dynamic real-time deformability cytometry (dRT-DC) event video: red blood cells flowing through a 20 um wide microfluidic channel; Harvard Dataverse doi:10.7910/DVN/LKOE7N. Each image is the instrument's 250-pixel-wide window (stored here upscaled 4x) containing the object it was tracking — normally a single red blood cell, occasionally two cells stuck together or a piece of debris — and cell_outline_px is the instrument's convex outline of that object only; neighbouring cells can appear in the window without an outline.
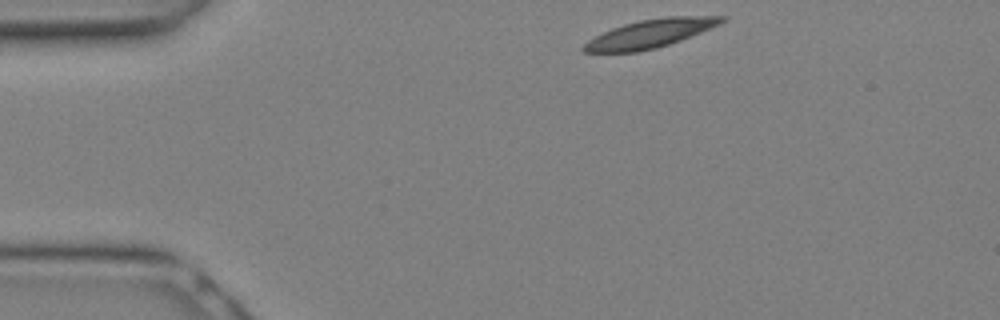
{"species": "Egyptian fruit bat (a non-hibernating species)", "species_latin": "Rousettus aegyptiacus", "temperature_condition": "warm", "stored_images_in_passage": 8, "camera_frame_rate_fps": 3000, "um_per_image_px": 0.085, "animal": {"sex": "female"}, "frame": {"image": 1, "passage_image": 1, "time_ms": 0.0, "image_size_px": [1000, 320], "cell_outline_px": [[728, 16], [720, 24], [680, 40], [656, 48], [636, 52], [584, 52], [580, 48], [588, 40], [612, 28], [624, 24], [640, 20], [668, 16]], "centroid_in_image_um": [55.24, 2.85], "position_along_channel_um": 29.8, "area_um2": 22.43}}
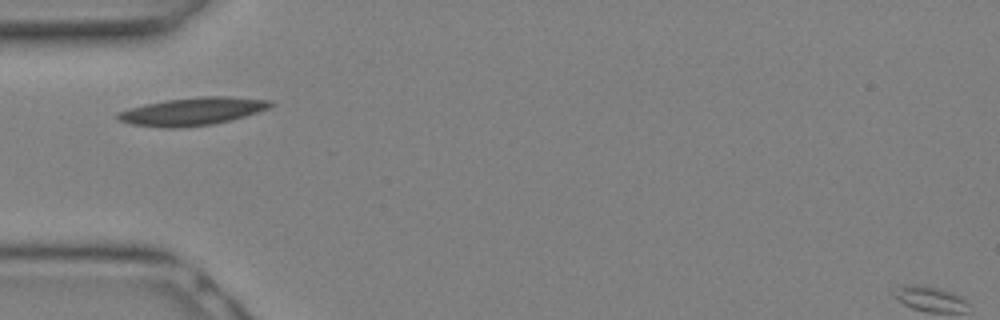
{"frame": {"image": 2, "passage_image": 5, "time_ms": 1.333, "image_size_px": [1000, 320], "cell_outline_px": [[276, 104], [268, 108], [232, 120], [212, 124], [180, 128], [164, 128], [132, 124], [120, 120], [116, 116], [116, 112], [144, 104], [164, 100], [200, 96], [228, 96], [272, 100]], "centroid_in_image_um": [16.37, 9.46], "position_along_channel_um": 68.6, "area_um2": 24.85}}
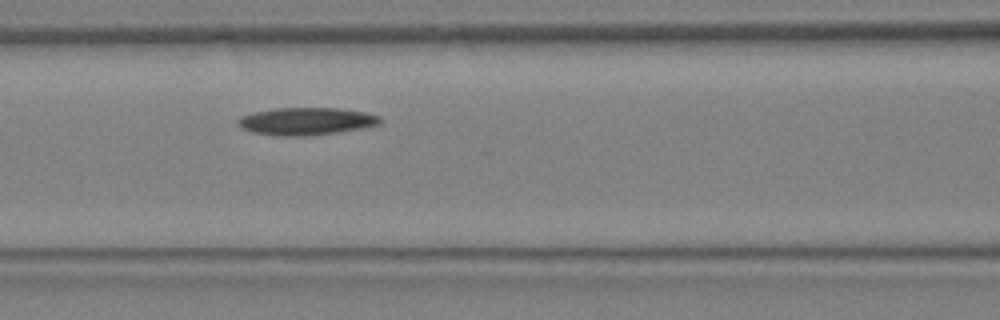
{"frame": {"image": 3, "passage_image": 8, "time_ms": 2.333, "image_size_px": [1000, 320], "cell_outline_px": [[384, 120], [380, 124], [360, 128], [336, 132], [308, 136], [276, 136], [252, 132], [240, 128], [236, 120], [240, 116], [256, 112], [276, 108], [336, 108], [364, 112], [380, 116]], "centroid_in_image_um": [26.0, 10.31], "position_along_channel_um": 140.6, "area_um2": 22.77}}